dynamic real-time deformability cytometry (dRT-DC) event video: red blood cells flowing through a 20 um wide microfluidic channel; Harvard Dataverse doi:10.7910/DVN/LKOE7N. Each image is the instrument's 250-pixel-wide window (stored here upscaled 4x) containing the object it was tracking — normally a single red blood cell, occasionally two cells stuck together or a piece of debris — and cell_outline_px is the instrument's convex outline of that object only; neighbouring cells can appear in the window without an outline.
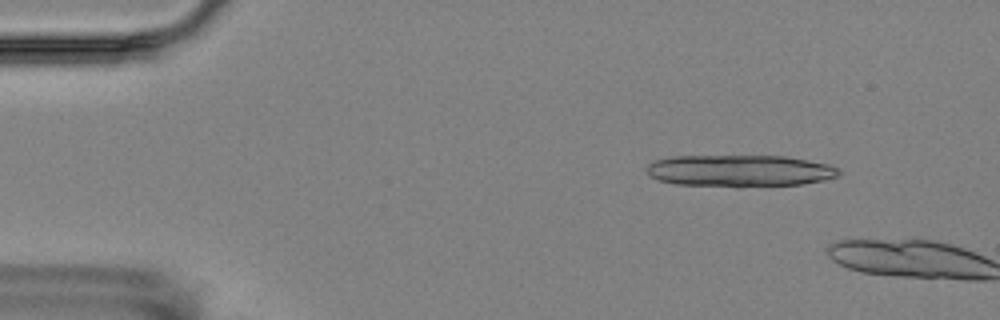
{"species": "Egyptian fruit bat (a non-hibernating species)", "species_latin": "Rousettus aegyptiacus", "temperature_condition": "room temperature", "stored_images_in_passage": 3, "camera_frame_rate_fps": 3000, "um_per_image_px": 0.085, "animal": {"sex": "female"}, "frame": {"image": 1, "passage_image": 2, "time_ms": 1.333, "image_size_px": [1000, 320], "cell_outline_px": [[840, 176], [824, 180], [800, 184], [740, 188], [736, 188], [676, 184], [660, 180], [648, 176], [648, 164], [656, 160], [672, 156], [784, 156], [808, 160], [828, 164], [840, 168]], "centroid_in_image_um": [62.9, 14.53], "position_along_channel_um": 22.1, "area_um2": 36.24}}